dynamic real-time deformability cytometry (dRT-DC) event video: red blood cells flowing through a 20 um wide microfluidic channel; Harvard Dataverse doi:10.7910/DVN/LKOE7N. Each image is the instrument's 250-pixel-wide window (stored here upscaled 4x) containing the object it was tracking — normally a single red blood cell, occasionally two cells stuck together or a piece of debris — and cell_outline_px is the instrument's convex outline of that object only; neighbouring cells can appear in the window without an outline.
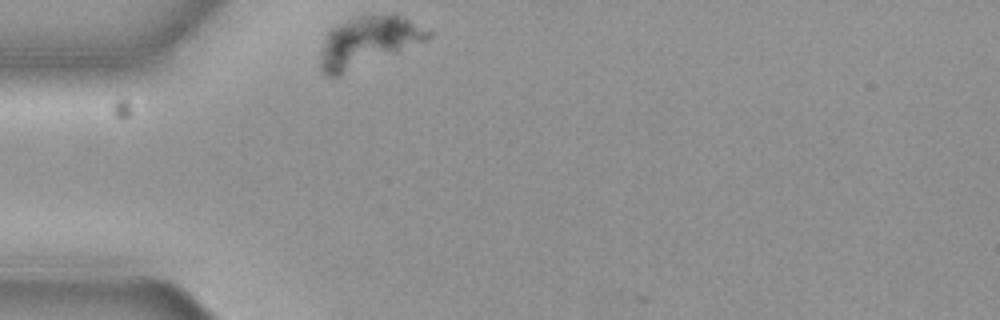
{"species": "common noctule bat (a hibernating species)", "species_latin": "Nyctalus noctula", "temperature_condition": "cold", "stored_images_in_passage": 1, "camera_frame_rate_fps": 3000, "um_per_image_px": 0.085, "animal": {"sex": "female", "body_mass_g": 19.3, "forearm_length_mm": 54.1}, "frame": {"image": 1, "passage_image": 1, "time_ms": 0.0, "image_size_px": [1000, 320], "cell_outline_px": [[432, 36], [428, 40], [340, 76], [328, 76], [320, 68], [320, 52], [324, 36], [332, 28], [348, 20], [360, 16], [392, 12], [396, 12], [432, 28]], "centroid_in_image_um": [31.37, 3.51], "position_along_channel_um": 53.6, "area_um2": 32.48}}